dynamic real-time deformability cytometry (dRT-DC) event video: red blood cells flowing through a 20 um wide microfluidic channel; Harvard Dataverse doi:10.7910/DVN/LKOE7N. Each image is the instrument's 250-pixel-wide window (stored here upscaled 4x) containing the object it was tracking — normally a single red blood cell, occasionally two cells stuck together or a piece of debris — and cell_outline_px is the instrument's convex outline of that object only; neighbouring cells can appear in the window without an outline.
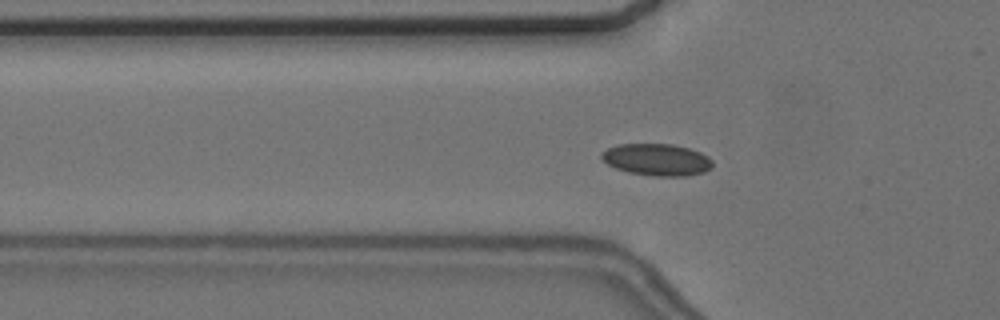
{"species": "common noctule bat (a hibernating species)", "species_latin": "Nyctalus noctula", "temperature_condition": "cold", "stored_images_in_passage": 59, "camera_frame_rate_fps": 3000, "um_per_image_px": 0.085, "animal": {"sex": "female", "body_mass_g": 24.6, "forearm_length_mm": 56.2}, "frame": {"image": 1, "passage_image": 20, "time_ms": 6.333, "image_size_px": [1000, 320], "cell_outline_px": [[712, 168], [704, 172], [688, 176], [652, 176], [628, 172], [616, 168], [600, 160], [600, 152], [608, 148], [620, 144], [672, 144], [688, 148], [700, 152], [708, 156], [712, 160]], "centroid_in_image_um": [55.82, 13.57], "position_along_channel_um": 70.0, "area_um2": 20.81}}
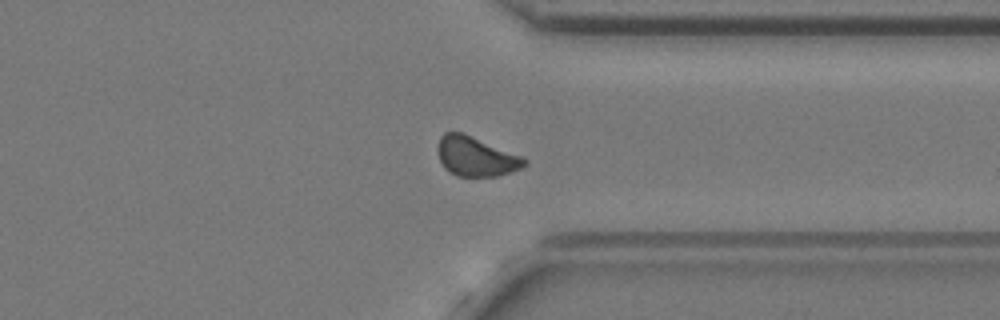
{"frame": {"image": 2, "passage_image": 45, "time_ms": 14.667, "image_size_px": [1000, 320], "cell_outline_px": [[528, 164], [520, 168], [496, 176], [456, 176], [448, 172], [444, 168], [436, 152], [436, 148], [440, 136], [444, 132], [464, 132], [524, 156], [528, 160]], "centroid_in_image_um": [40.44, 13.27], "position_along_channel_um": 371.0, "area_um2": 20.46}}
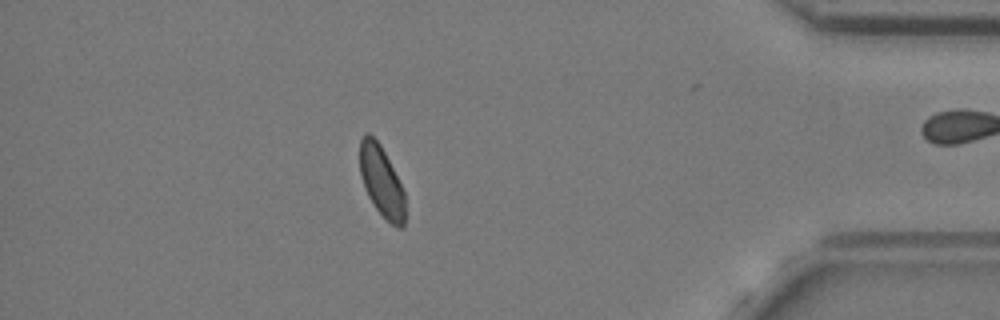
{"frame": {"image": 3, "passage_image": 51, "time_ms": 16.667, "image_size_px": [1000, 320], "cell_outline_px": [[404, 224], [400, 228], [396, 228], [376, 208], [368, 196], [364, 188], [360, 176], [360, 140], [364, 132], [368, 132], [380, 144], [404, 192]], "centroid_in_image_um": [32.39, 15.39], "position_along_channel_um": 402.8, "area_um2": 18.26}, "authors_computed_cell_mechanics": {"area_um2": 19.5364, "velocity_mm_per_s": 3.6171, "shape_relaxation_time_tau1_ms": 3.995, "shape_relaxation_time_tau2_ms": 4.2491, "deformation_change_tau1": 0.0549, "deformation_change_tau2": 0.0757}}